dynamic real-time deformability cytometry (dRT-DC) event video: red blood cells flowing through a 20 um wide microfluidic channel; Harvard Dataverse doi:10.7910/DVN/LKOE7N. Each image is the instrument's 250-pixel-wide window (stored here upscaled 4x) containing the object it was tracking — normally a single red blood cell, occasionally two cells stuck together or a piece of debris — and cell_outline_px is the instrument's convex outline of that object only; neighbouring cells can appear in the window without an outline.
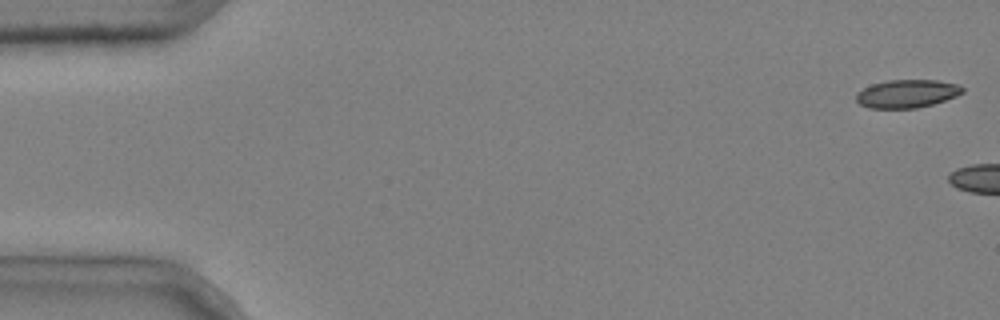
{"species": "common noctule bat (a hibernating species)", "species_latin": "Nyctalus noctula", "temperature_condition": "cold", "stored_images_in_passage": 5, "camera_frame_rate_fps": 3000, "um_per_image_px": 0.085, "animal": {"sex": "male", "body_mass_g": 20.4}, "frame": {"image": 1, "passage_image": 1, "time_ms": 0.0, "image_size_px": [1000, 320], "cell_outline_px": [[964, 92], [956, 96], [932, 104], [916, 108], [868, 108], [860, 104], [856, 100], [856, 92], [872, 84], [888, 80], [936, 80], [956, 84], [964, 88]], "centroid_in_image_um": [77.07, 7.96], "position_along_channel_um": 7.9, "area_um2": 17.34}}